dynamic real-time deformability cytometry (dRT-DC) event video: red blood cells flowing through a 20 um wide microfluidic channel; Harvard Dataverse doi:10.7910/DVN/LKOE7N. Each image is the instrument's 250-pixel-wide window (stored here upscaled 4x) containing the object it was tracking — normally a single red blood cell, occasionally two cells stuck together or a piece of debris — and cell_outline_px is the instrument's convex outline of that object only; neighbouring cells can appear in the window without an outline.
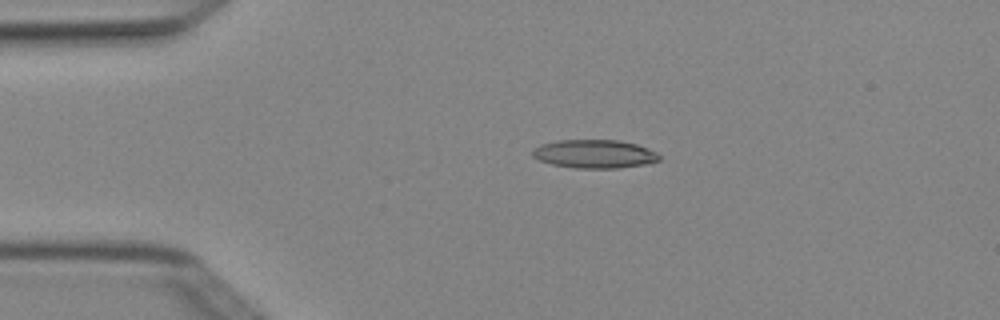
{"species": "Egyptian fruit bat (a non-hibernating species)", "species_latin": "Rousettus aegyptiacus", "temperature_condition": "cold", "stored_images_in_passage": 4, "camera_frame_rate_fps": 3000, "um_per_image_px": 0.085, "animal": {"sex": "female"}, "frame": {"image": 1, "passage_image": 3, "time_ms": 0.667, "image_size_px": [1000, 320], "cell_outline_px": [[660, 160], [648, 164], [620, 168], [572, 168], [552, 164], [540, 160], [532, 156], [532, 148], [540, 144], [556, 140], [616, 140], [636, 144], [656, 152], [660, 156]], "centroid_in_image_um": [50.51, 13.09], "position_along_channel_um": 34.5, "area_um2": 21.15}}